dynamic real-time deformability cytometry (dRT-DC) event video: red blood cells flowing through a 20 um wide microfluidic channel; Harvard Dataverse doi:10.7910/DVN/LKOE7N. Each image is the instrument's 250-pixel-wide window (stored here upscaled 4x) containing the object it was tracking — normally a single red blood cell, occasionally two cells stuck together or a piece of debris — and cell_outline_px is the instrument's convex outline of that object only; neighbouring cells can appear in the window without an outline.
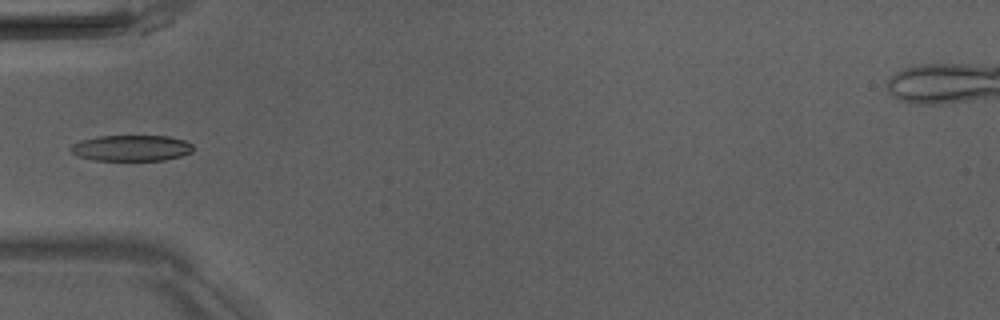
{"species": "Egyptian fruit bat (a non-hibernating species)", "species_latin": "Rousettus aegyptiacus", "temperature_condition": "room temperature", "stored_images_in_passage": 4, "camera_frame_rate_fps": 3000, "um_per_image_px": 0.085, "animal": {"sex": "male"}, "frame": {"image": 1, "passage_image": 4, "time_ms": 3.333, "image_size_px": [1000, 320], "cell_outline_px": [[192, 152], [180, 156], [164, 160], [92, 160], [76, 156], [68, 148], [72, 144], [80, 140], [100, 136], [168, 136], [184, 140], [192, 144]], "centroid_in_image_um": [11.12, 12.58], "position_along_channel_um": 73.9, "area_um2": 18.55}}